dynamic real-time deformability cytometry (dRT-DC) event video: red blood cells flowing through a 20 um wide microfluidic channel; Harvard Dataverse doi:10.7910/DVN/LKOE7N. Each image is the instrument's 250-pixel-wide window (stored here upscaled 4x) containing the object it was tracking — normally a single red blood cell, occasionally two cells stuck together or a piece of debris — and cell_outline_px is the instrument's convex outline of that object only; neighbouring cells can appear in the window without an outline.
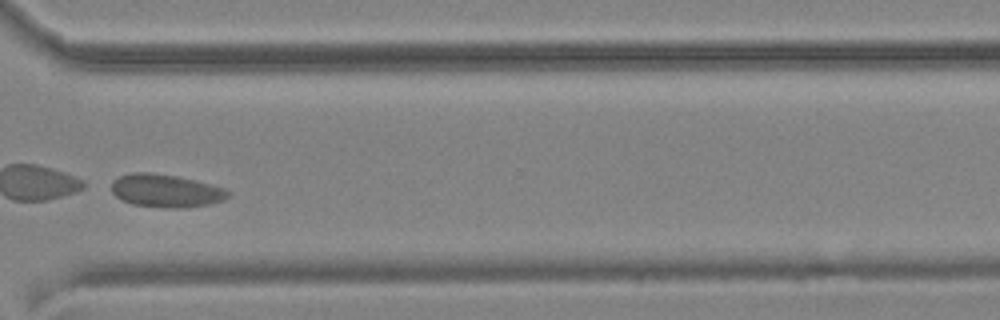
{"species": "common noctule bat (a hibernating species)", "species_latin": "Nyctalus noctula", "temperature_condition": "cold", "stored_images_in_passage": 12, "camera_frame_rate_fps": 3000, "um_per_image_px": 0.085, "animal": {"sex": "male", "body_mass_g": 19.2, "forearm_length_mm": 51.8}, "frame": {"image": 1, "passage_image": 9, "time_ms": 10.0, "image_size_px": [1000, 320], "cell_outline_px": [[228, 196], [224, 200], [208, 204], [176, 208], [168, 208], [132, 204], [116, 196], [112, 192], [112, 180], [120, 176], [132, 172], [148, 172], [176, 176], [224, 188], [228, 192]], "centroid_in_image_um": [14.05, 16.21], "position_along_channel_um": 356.5, "area_um2": 21.96}}